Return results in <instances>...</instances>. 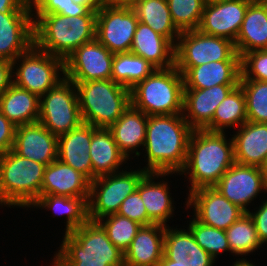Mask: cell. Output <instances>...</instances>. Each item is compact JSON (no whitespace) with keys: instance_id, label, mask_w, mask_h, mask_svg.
Segmentation results:
<instances>
[{"instance_id":"cb8c5ba5","label":"cell","mask_w":267,"mask_h":266,"mask_svg":"<svg viewBox=\"0 0 267 266\" xmlns=\"http://www.w3.org/2000/svg\"><path fill=\"white\" fill-rule=\"evenodd\" d=\"M165 226H141L124 252L125 266H157L163 256Z\"/></svg>"},{"instance_id":"d4e9b609","label":"cell","mask_w":267,"mask_h":266,"mask_svg":"<svg viewBox=\"0 0 267 266\" xmlns=\"http://www.w3.org/2000/svg\"><path fill=\"white\" fill-rule=\"evenodd\" d=\"M232 137L234 160L260 167L267 157V123L245 122Z\"/></svg>"},{"instance_id":"7c38bea8","label":"cell","mask_w":267,"mask_h":266,"mask_svg":"<svg viewBox=\"0 0 267 266\" xmlns=\"http://www.w3.org/2000/svg\"><path fill=\"white\" fill-rule=\"evenodd\" d=\"M138 22L131 6L104 0L97 10L96 39L113 54L130 52Z\"/></svg>"},{"instance_id":"db71d44e","label":"cell","mask_w":267,"mask_h":266,"mask_svg":"<svg viewBox=\"0 0 267 266\" xmlns=\"http://www.w3.org/2000/svg\"><path fill=\"white\" fill-rule=\"evenodd\" d=\"M116 4L131 6L139 0H112Z\"/></svg>"},{"instance_id":"f35d334b","label":"cell","mask_w":267,"mask_h":266,"mask_svg":"<svg viewBox=\"0 0 267 266\" xmlns=\"http://www.w3.org/2000/svg\"><path fill=\"white\" fill-rule=\"evenodd\" d=\"M172 21L180 31H190L198 29L203 10L204 0H167Z\"/></svg>"},{"instance_id":"d6986e66","label":"cell","mask_w":267,"mask_h":266,"mask_svg":"<svg viewBox=\"0 0 267 266\" xmlns=\"http://www.w3.org/2000/svg\"><path fill=\"white\" fill-rule=\"evenodd\" d=\"M238 85H216L205 89H184L183 116L193 130L204 129L218 105Z\"/></svg>"},{"instance_id":"f546056e","label":"cell","mask_w":267,"mask_h":266,"mask_svg":"<svg viewBox=\"0 0 267 266\" xmlns=\"http://www.w3.org/2000/svg\"><path fill=\"white\" fill-rule=\"evenodd\" d=\"M40 98L11 83L0 94V111L16 127L39 119Z\"/></svg>"},{"instance_id":"5b68a950","label":"cell","mask_w":267,"mask_h":266,"mask_svg":"<svg viewBox=\"0 0 267 266\" xmlns=\"http://www.w3.org/2000/svg\"><path fill=\"white\" fill-rule=\"evenodd\" d=\"M131 105L147 116L183 114L184 79L174 65L155 69L130 89Z\"/></svg>"},{"instance_id":"11a10c76","label":"cell","mask_w":267,"mask_h":266,"mask_svg":"<svg viewBox=\"0 0 267 266\" xmlns=\"http://www.w3.org/2000/svg\"><path fill=\"white\" fill-rule=\"evenodd\" d=\"M51 265L49 266H64L63 263L61 262V260L54 254L52 263H50Z\"/></svg>"},{"instance_id":"7a4b0ae2","label":"cell","mask_w":267,"mask_h":266,"mask_svg":"<svg viewBox=\"0 0 267 266\" xmlns=\"http://www.w3.org/2000/svg\"><path fill=\"white\" fill-rule=\"evenodd\" d=\"M225 132L193 130L187 160L179 175H189V193L201 187H213L235 163L232 137Z\"/></svg>"},{"instance_id":"7dc6e473","label":"cell","mask_w":267,"mask_h":266,"mask_svg":"<svg viewBox=\"0 0 267 266\" xmlns=\"http://www.w3.org/2000/svg\"><path fill=\"white\" fill-rule=\"evenodd\" d=\"M12 83V62L0 58V94Z\"/></svg>"},{"instance_id":"6f0895ef","label":"cell","mask_w":267,"mask_h":266,"mask_svg":"<svg viewBox=\"0 0 267 266\" xmlns=\"http://www.w3.org/2000/svg\"><path fill=\"white\" fill-rule=\"evenodd\" d=\"M205 3L215 2V1H221V0H204Z\"/></svg>"},{"instance_id":"74e56055","label":"cell","mask_w":267,"mask_h":266,"mask_svg":"<svg viewBox=\"0 0 267 266\" xmlns=\"http://www.w3.org/2000/svg\"><path fill=\"white\" fill-rule=\"evenodd\" d=\"M197 244L214 259L222 252L231 253L227 235L224 230L214 228L199 222L194 216L187 225Z\"/></svg>"},{"instance_id":"7402d4cb","label":"cell","mask_w":267,"mask_h":266,"mask_svg":"<svg viewBox=\"0 0 267 266\" xmlns=\"http://www.w3.org/2000/svg\"><path fill=\"white\" fill-rule=\"evenodd\" d=\"M90 183L86 176L56 159L46 166L40 196L61 195L84 198L88 202Z\"/></svg>"},{"instance_id":"52a82bcc","label":"cell","mask_w":267,"mask_h":266,"mask_svg":"<svg viewBox=\"0 0 267 266\" xmlns=\"http://www.w3.org/2000/svg\"><path fill=\"white\" fill-rule=\"evenodd\" d=\"M46 165L18 155L13 149L0 156L4 196L14 207L30 208L39 198Z\"/></svg>"},{"instance_id":"e575fe53","label":"cell","mask_w":267,"mask_h":266,"mask_svg":"<svg viewBox=\"0 0 267 266\" xmlns=\"http://www.w3.org/2000/svg\"><path fill=\"white\" fill-rule=\"evenodd\" d=\"M156 68L147 60L131 52L114 54L111 79L131 89Z\"/></svg>"},{"instance_id":"484cf974","label":"cell","mask_w":267,"mask_h":266,"mask_svg":"<svg viewBox=\"0 0 267 266\" xmlns=\"http://www.w3.org/2000/svg\"><path fill=\"white\" fill-rule=\"evenodd\" d=\"M147 122L148 116L130 104L118 120L108 128L119 150L128 160L132 158L130 155L132 153H135L133 157L141 155L137 150L141 146L143 150Z\"/></svg>"},{"instance_id":"f5cc1de1","label":"cell","mask_w":267,"mask_h":266,"mask_svg":"<svg viewBox=\"0 0 267 266\" xmlns=\"http://www.w3.org/2000/svg\"><path fill=\"white\" fill-rule=\"evenodd\" d=\"M260 170H261V174L263 176V180H264L265 186L267 188V157L263 161V164L260 166Z\"/></svg>"},{"instance_id":"277c9868","label":"cell","mask_w":267,"mask_h":266,"mask_svg":"<svg viewBox=\"0 0 267 266\" xmlns=\"http://www.w3.org/2000/svg\"><path fill=\"white\" fill-rule=\"evenodd\" d=\"M63 236L55 255L64 266H125L124 252L109 240L98 221L87 220Z\"/></svg>"},{"instance_id":"f907efd6","label":"cell","mask_w":267,"mask_h":266,"mask_svg":"<svg viewBox=\"0 0 267 266\" xmlns=\"http://www.w3.org/2000/svg\"><path fill=\"white\" fill-rule=\"evenodd\" d=\"M157 266H178L175 265V261L169 260L164 254L162 256V259L159 261Z\"/></svg>"},{"instance_id":"6da1fadb","label":"cell","mask_w":267,"mask_h":266,"mask_svg":"<svg viewBox=\"0 0 267 266\" xmlns=\"http://www.w3.org/2000/svg\"><path fill=\"white\" fill-rule=\"evenodd\" d=\"M192 131L183 114L148 116L143 147L147 164L143 169L179 173L186 164Z\"/></svg>"},{"instance_id":"30bf717a","label":"cell","mask_w":267,"mask_h":266,"mask_svg":"<svg viewBox=\"0 0 267 266\" xmlns=\"http://www.w3.org/2000/svg\"><path fill=\"white\" fill-rule=\"evenodd\" d=\"M147 173L143 168L123 170L99 176L90 183L88 198V220L117 214L123 200L137 190V186Z\"/></svg>"},{"instance_id":"4fadbf2b","label":"cell","mask_w":267,"mask_h":266,"mask_svg":"<svg viewBox=\"0 0 267 266\" xmlns=\"http://www.w3.org/2000/svg\"><path fill=\"white\" fill-rule=\"evenodd\" d=\"M113 58L114 54L95 38L65 59L64 76L72 82L111 79Z\"/></svg>"},{"instance_id":"f6af8a7d","label":"cell","mask_w":267,"mask_h":266,"mask_svg":"<svg viewBox=\"0 0 267 266\" xmlns=\"http://www.w3.org/2000/svg\"><path fill=\"white\" fill-rule=\"evenodd\" d=\"M248 213L254 221L259 240L263 245L267 244V200H264L256 211L254 209V212Z\"/></svg>"},{"instance_id":"bcb514c9","label":"cell","mask_w":267,"mask_h":266,"mask_svg":"<svg viewBox=\"0 0 267 266\" xmlns=\"http://www.w3.org/2000/svg\"><path fill=\"white\" fill-rule=\"evenodd\" d=\"M32 11L29 0H0V12Z\"/></svg>"},{"instance_id":"b9f144b4","label":"cell","mask_w":267,"mask_h":266,"mask_svg":"<svg viewBox=\"0 0 267 266\" xmlns=\"http://www.w3.org/2000/svg\"><path fill=\"white\" fill-rule=\"evenodd\" d=\"M267 81V50H255L241 56V78Z\"/></svg>"},{"instance_id":"7bdbcfd3","label":"cell","mask_w":267,"mask_h":266,"mask_svg":"<svg viewBox=\"0 0 267 266\" xmlns=\"http://www.w3.org/2000/svg\"><path fill=\"white\" fill-rule=\"evenodd\" d=\"M120 216L127 217L130 220L136 221L142 226L154 224L147 216V212L140 197V194L135 191L127 196L117 212Z\"/></svg>"},{"instance_id":"1f68e13d","label":"cell","mask_w":267,"mask_h":266,"mask_svg":"<svg viewBox=\"0 0 267 266\" xmlns=\"http://www.w3.org/2000/svg\"><path fill=\"white\" fill-rule=\"evenodd\" d=\"M131 8L139 22L150 26L175 46L181 32L172 21L167 0H139Z\"/></svg>"},{"instance_id":"836d02e7","label":"cell","mask_w":267,"mask_h":266,"mask_svg":"<svg viewBox=\"0 0 267 266\" xmlns=\"http://www.w3.org/2000/svg\"><path fill=\"white\" fill-rule=\"evenodd\" d=\"M247 122L246 98L240 85L236 86L218 105L212 121L204 128L208 131L226 132ZM228 127V128H227Z\"/></svg>"},{"instance_id":"816d5d0a","label":"cell","mask_w":267,"mask_h":266,"mask_svg":"<svg viewBox=\"0 0 267 266\" xmlns=\"http://www.w3.org/2000/svg\"><path fill=\"white\" fill-rule=\"evenodd\" d=\"M250 260H246L245 257L244 258H239V260L237 259L232 266H255L253 264V262H249Z\"/></svg>"},{"instance_id":"3957f363","label":"cell","mask_w":267,"mask_h":266,"mask_svg":"<svg viewBox=\"0 0 267 266\" xmlns=\"http://www.w3.org/2000/svg\"><path fill=\"white\" fill-rule=\"evenodd\" d=\"M96 17L97 10L74 17L55 13L32 15L34 45L65 61L81 45L96 38Z\"/></svg>"},{"instance_id":"2e32d148","label":"cell","mask_w":267,"mask_h":266,"mask_svg":"<svg viewBox=\"0 0 267 266\" xmlns=\"http://www.w3.org/2000/svg\"><path fill=\"white\" fill-rule=\"evenodd\" d=\"M249 4L247 0L206 3L198 30L235 42Z\"/></svg>"},{"instance_id":"9c48e42d","label":"cell","mask_w":267,"mask_h":266,"mask_svg":"<svg viewBox=\"0 0 267 266\" xmlns=\"http://www.w3.org/2000/svg\"><path fill=\"white\" fill-rule=\"evenodd\" d=\"M216 61H241L233 41L198 29L181 32L175 44L174 65L182 75L190 67Z\"/></svg>"},{"instance_id":"5bb4252c","label":"cell","mask_w":267,"mask_h":266,"mask_svg":"<svg viewBox=\"0 0 267 266\" xmlns=\"http://www.w3.org/2000/svg\"><path fill=\"white\" fill-rule=\"evenodd\" d=\"M187 194L186 209L194 207L193 216L199 222L220 230L225 231L246 213L214 187H201Z\"/></svg>"},{"instance_id":"83f0119b","label":"cell","mask_w":267,"mask_h":266,"mask_svg":"<svg viewBox=\"0 0 267 266\" xmlns=\"http://www.w3.org/2000/svg\"><path fill=\"white\" fill-rule=\"evenodd\" d=\"M241 61H216L190 67L184 74V89H205L216 85H239Z\"/></svg>"},{"instance_id":"ac0fdd59","label":"cell","mask_w":267,"mask_h":266,"mask_svg":"<svg viewBox=\"0 0 267 266\" xmlns=\"http://www.w3.org/2000/svg\"><path fill=\"white\" fill-rule=\"evenodd\" d=\"M13 150L20 156L49 165L58 159V136L40 121L16 127Z\"/></svg>"},{"instance_id":"ee69618b","label":"cell","mask_w":267,"mask_h":266,"mask_svg":"<svg viewBox=\"0 0 267 266\" xmlns=\"http://www.w3.org/2000/svg\"><path fill=\"white\" fill-rule=\"evenodd\" d=\"M16 126L0 111V156L13 149Z\"/></svg>"},{"instance_id":"e0dca14e","label":"cell","mask_w":267,"mask_h":266,"mask_svg":"<svg viewBox=\"0 0 267 266\" xmlns=\"http://www.w3.org/2000/svg\"><path fill=\"white\" fill-rule=\"evenodd\" d=\"M33 44L32 11L0 12V58L13 62Z\"/></svg>"},{"instance_id":"d590c367","label":"cell","mask_w":267,"mask_h":266,"mask_svg":"<svg viewBox=\"0 0 267 266\" xmlns=\"http://www.w3.org/2000/svg\"><path fill=\"white\" fill-rule=\"evenodd\" d=\"M225 232L233 256H247L263 245L259 240L254 221L248 212L244 213Z\"/></svg>"},{"instance_id":"9f6ffc18","label":"cell","mask_w":267,"mask_h":266,"mask_svg":"<svg viewBox=\"0 0 267 266\" xmlns=\"http://www.w3.org/2000/svg\"><path fill=\"white\" fill-rule=\"evenodd\" d=\"M247 1L253 4H267V0H247Z\"/></svg>"},{"instance_id":"9a60e30c","label":"cell","mask_w":267,"mask_h":266,"mask_svg":"<svg viewBox=\"0 0 267 266\" xmlns=\"http://www.w3.org/2000/svg\"><path fill=\"white\" fill-rule=\"evenodd\" d=\"M231 203L249 212L248 205L267 192L260 167L234 163L213 186Z\"/></svg>"},{"instance_id":"44dd1931","label":"cell","mask_w":267,"mask_h":266,"mask_svg":"<svg viewBox=\"0 0 267 266\" xmlns=\"http://www.w3.org/2000/svg\"><path fill=\"white\" fill-rule=\"evenodd\" d=\"M96 129L82 123L68 133L58 136V159L93 181V166L89 155L92 134Z\"/></svg>"},{"instance_id":"8992f818","label":"cell","mask_w":267,"mask_h":266,"mask_svg":"<svg viewBox=\"0 0 267 266\" xmlns=\"http://www.w3.org/2000/svg\"><path fill=\"white\" fill-rule=\"evenodd\" d=\"M83 123L109 128L131 104L130 89L112 79L73 82Z\"/></svg>"},{"instance_id":"f1b7e54d","label":"cell","mask_w":267,"mask_h":266,"mask_svg":"<svg viewBox=\"0 0 267 266\" xmlns=\"http://www.w3.org/2000/svg\"><path fill=\"white\" fill-rule=\"evenodd\" d=\"M89 155L93 166V180L120 171L128 159L121 153L108 128H96L92 134ZM124 163V164H123Z\"/></svg>"},{"instance_id":"8fae6325","label":"cell","mask_w":267,"mask_h":266,"mask_svg":"<svg viewBox=\"0 0 267 266\" xmlns=\"http://www.w3.org/2000/svg\"><path fill=\"white\" fill-rule=\"evenodd\" d=\"M38 121L56 136L68 133L83 123L77 89L71 80L64 77L40 97Z\"/></svg>"},{"instance_id":"4dcf8cb0","label":"cell","mask_w":267,"mask_h":266,"mask_svg":"<svg viewBox=\"0 0 267 266\" xmlns=\"http://www.w3.org/2000/svg\"><path fill=\"white\" fill-rule=\"evenodd\" d=\"M234 44L240 56L255 50H267V4L248 5Z\"/></svg>"},{"instance_id":"ffe728a7","label":"cell","mask_w":267,"mask_h":266,"mask_svg":"<svg viewBox=\"0 0 267 266\" xmlns=\"http://www.w3.org/2000/svg\"><path fill=\"white\" fill-rule=\"evenodd\" d=\"M173 172H147L137 186V192L143 200L147 216L154 224L168 226L166 224L174 214V200L169 192L170 187L163 179L159 182L157 178L168 177ZM174 206V207H173Z\"/></svg>"},{"instance_id":"8d00e7d4","label":"cell","mask_w":267,"mask_h":266,"mask_svg":"<svg viewBox=\"0 0 267 266\" xmlns=\"http://www.w3.org/2000/svg\"><path fill=\"white\" fill-rule=\"evenodd\" d=\"M246 98L247 121L267 123V81L240 79Z\"/></svg>"},{"instance_id":"60d3db41","label":"cell","mask_w":267,"mask_h":266,"mask_svg":"<svg viewBox=\"0 0 267 266\" xmlns=\"http://www.w3.org/2000/svg\"><path fill=\"white\" fill-rule=\"evenodd\" d=\"M32 15H46L50 13L63 16L86 15L90 10L74 0H29ZM35 10V11H34ZM35 12V13H34Z\"/></svg>"},{"instance_id":"603a6c76","label":"cell","mask_w":267,"mask_h":266,"mask_svg":"<svg viewBox=\"0 0 267 266\" xmlns=\"http://www.w3.org/2000/svg\"><path fill=\"white\" fill-rule=\"evenodd\" d=\"M163 254L178 266H213L215 259L202 249L191 231L165 226Z\"/></svg>"},{"instance_id":"4316f807","label":"cell","mask_w":267,"mask_h":266,"mask_svg":"<svg viewBox=\"0 0 267 266\" xmlns=\"http://www.w3.org/2000/svg\"><path fill=\"white\" fill-rule=\"evenodd\" d=\"M175 46L150 26L138 22L130 52L140 56L156 69L174 66Z\"/></svg>"},{"instance_id":"ab89813d","label":"cell","mask_w":267,"mask_h":266,"mask_svg":"<svg viewBox=\"0 0 267 266\" xmlns=\"http://www.w3.org/2000/svg\"><path fill=\"white\" fill-rule=\"evenodd\" d=\"M98 222L105 229L109 240L122 252L126 251L142 226L138 222L119 214L105 216Z\"/></svg>"},{"instance_id":"d6a6232c","label":"cell","mask_w":267,"mask_h":266,"mask_svg":"<svg viewBox=\"0 0 267 266\" xmlns=\"http://www.w3.org/2000/svg\"><path fill=\"white\" fill-rule=\"evenodd\" d=\"M30 207L51 210L54 216L66 215L65 234L71 233L88 220V204L84 198L44 195L39 196Z\"/></svg>"},{"instance_id":"ba28073f","label":"cell","mask_w":267,"mask_h":266,"mask_svg":"<svg viewBox=\"0 0 267 266\" xmlns=\"http://www.w3.org/2000/svg\"><path fill=\"white\" fill-rule=\"evenodd\" d=\"M64 72L63 59L44 52L33 44L12 62V83L40 98L64 79Z\"/></svg>"},{"instance_id":"681fc988","label":"cell","mask_w":267,"mask_h":266,"mask_svg":"<svg viewBox=\"0 0 267 266\" xmlns=\"http://www.w3.org/2000/svg\"><path fill=\"white\" fill-rule=\"evenodd\" d=\"M0 205L1 206H5L6 205V207H10V208H12V207H14L8 200H7V198L4 196V194H3V191H2V188H1V180H0ZM12 206V207H11Z\"/></svg>"},{"instance_id":"c3c4849f","label":"cell","mask_w":267,"mask_h":266,"mask_svg":"<svg viewBox=\"0 0 267 266\" xmlns=\"http://www.w3.org/2000/svg\"><path fill=\"white\" fill-rule=\"evenodd\" d=\"M104 0H74V2L86 6L89 10H98Z\"/></svg>"}]
</instances>
